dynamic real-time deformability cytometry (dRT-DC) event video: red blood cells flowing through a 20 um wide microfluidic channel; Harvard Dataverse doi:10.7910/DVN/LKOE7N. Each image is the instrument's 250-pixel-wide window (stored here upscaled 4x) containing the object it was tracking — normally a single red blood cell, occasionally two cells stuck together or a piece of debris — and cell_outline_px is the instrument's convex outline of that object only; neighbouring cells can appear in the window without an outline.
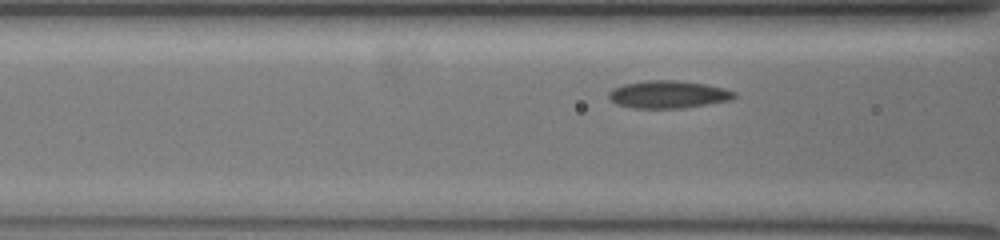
{"species": "common noctule bat (a hibernating species)", "species_latin": "Nyctalus noctula", "temperature_condition": "warm", "stored_images_in_passage": 12, "camera_frame_rate_fps": 3000, "um_per_image_px": 0.085, "animal": {"sex": "female", "body_mass_g": 19.5, "forearm_length_mm": 54.1}, "frame": {"image": 1, "passage_image": 6, "time_ms": 1.667, "image_size_px": [1000, 240], "cell_outline_px": [[736, 96], [732, 100], [680, 108], [636, 108], [616, 104], [608, 96], [608, 92], [612, 88], [624, 84], [644, 80], [676, 80], [708, 84], [724, 88], [736, 92]], "centroid_in_image_um": [56.81, 8.01], "position_along_channel_um": 109.8, "area_um2": 20.23}}
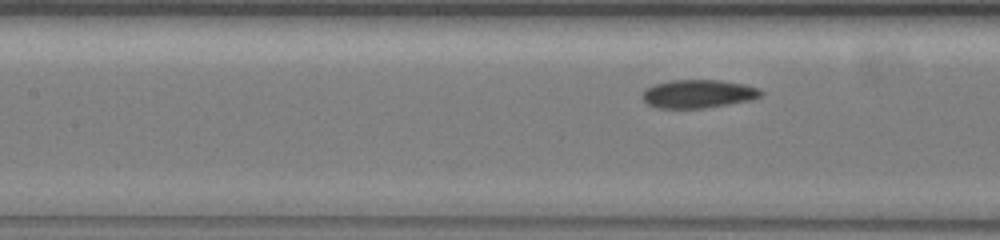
{"frame": {"image": 2, "passage_image": 9, "time_ms": 2.667, "image_size_px": [1000, 240], "cell_outline_px": [[764, 92], [760, 96], [748, 100], [700, 108], [660, 108], [648, 104], [640, 96], [644, 88], [652, 84], [668, 80], [720, 80], [744, 84], [760, 88]], "centroid_in_image_um": [59.28, 7.95], "position_along_channel_um": 148.1, "area_um2": 19.54}}